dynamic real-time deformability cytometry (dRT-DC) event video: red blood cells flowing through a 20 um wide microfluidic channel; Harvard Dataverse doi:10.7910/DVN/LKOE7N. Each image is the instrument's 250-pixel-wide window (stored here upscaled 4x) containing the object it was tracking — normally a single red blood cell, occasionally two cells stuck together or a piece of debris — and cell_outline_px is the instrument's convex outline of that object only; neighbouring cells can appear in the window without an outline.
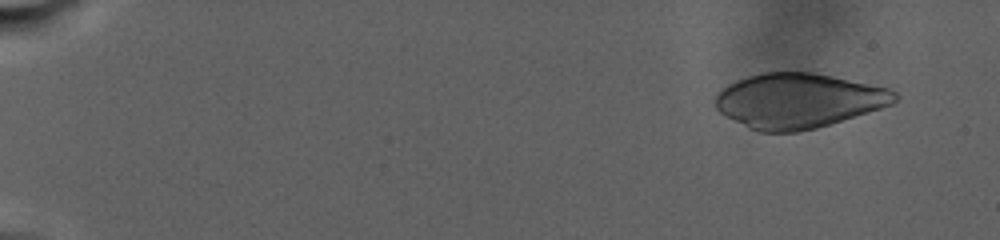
{"species": "human", "species_latin": "Homo sapiens", "temperature_condition": "warm", "stored_images_in_passage": 22, "camera_frame_rate_fps": 3000, "um_per_image_px": 0.085, "donor": {"sex": "male"}, "frame": {"image": 1, "passage_image": 4, "time_ms": 1.667, "image_size_px": [1000, 240], "cell_outline_px": [[900, 96], [892, 104], [880, 108], [816, 128], [796, 132], [760, 132], [748, 128], [720, 112], [716, 108], [712, 100], [716, 92], [728, 84], [744, 76], [764, 72], [812, 72], [832, 76], [888, 88], [896, 92]], "centroid_in_image_um": [67.8, 8.55], "position_along_channel_um": 17.2, "area_um2": 57.28}}
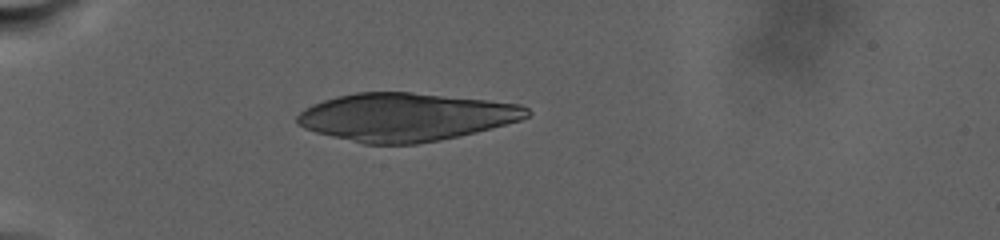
{"frame": {"image": 2, "passage_image": 17, "time_ms": 8.667, "image_size_px": [1000, 240], "cell_outline_px": [[532, 112], [528, 116], [520, 120], [492, 128], [476, 132], [440, 140], [416, 144], [364, 144], [316, 132], [304, 128], [296, 124], [296, 116], [304, 108], [312, 104], [336, 96], [356, 92], [412, 92], [488, 100], [520, 104], [528, 108]], "centroid_in_image_um": [34.47, 9.94], "position_along_channel_um": 50.5, "area_um2": 64.39}}